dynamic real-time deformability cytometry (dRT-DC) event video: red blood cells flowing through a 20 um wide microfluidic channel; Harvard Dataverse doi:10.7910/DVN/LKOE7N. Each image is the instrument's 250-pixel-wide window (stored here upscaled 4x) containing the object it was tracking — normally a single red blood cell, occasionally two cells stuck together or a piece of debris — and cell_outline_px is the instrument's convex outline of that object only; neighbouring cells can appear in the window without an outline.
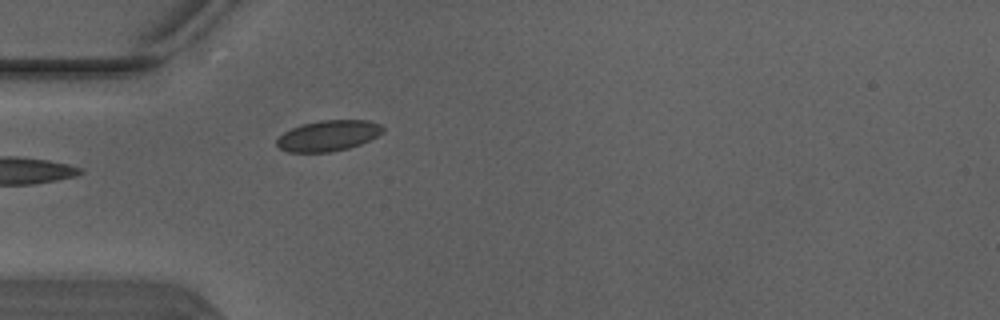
{"species": "Egyptian fruit bat (a non-hibernating species)", "species_latin": "Rousettus aegyptiacus", "temperature_condition": "warm", "stored_images_in_passage": 5, "camera_frame_rate_fps": 3000, "um_per_image_px": 0.085, "animal": {"sex": "male"}, "frame": {"image": 1, "passage_image": 5, "time_ms": 1.333, "image_size_px": [1000, 320], "cell_outline_px": [[384, 132], [360, 144], [348, 148], [332, 152], [288, 152], [280, 148], [276, 144], [276, 140], [284, 132], [292, 128], [304, 124], [320, 120], [368, 120], [380, 124], [384, 128]], "centroid_in_image_um": [27.91, 11.53], "position_along_channel_um": 57.1, "area_um2": 18.9}}